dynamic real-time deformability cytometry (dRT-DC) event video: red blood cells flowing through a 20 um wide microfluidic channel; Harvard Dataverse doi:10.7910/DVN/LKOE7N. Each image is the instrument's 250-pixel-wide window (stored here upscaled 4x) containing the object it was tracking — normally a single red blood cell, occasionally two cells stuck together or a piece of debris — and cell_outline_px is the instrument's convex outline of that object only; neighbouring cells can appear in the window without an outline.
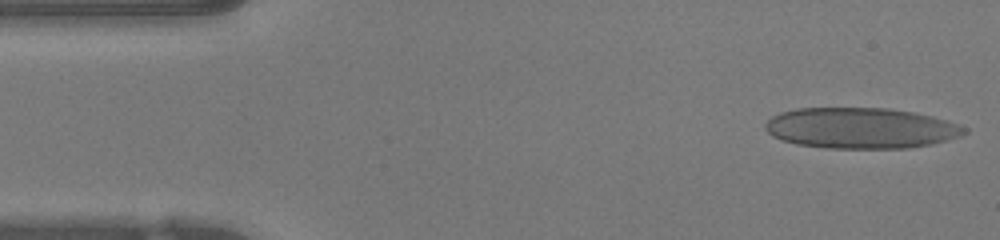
{"species": "human", "species_latin": "Homo sapiens", "temperature_condition": "warm", "stored_images_in_passage": 46, "camera_frame_rate_fps": 3000, "um_per_image_px": 0.085, "donor": {"sex": "female"}, "frame": {"image": 1, "passage_image": 1, "time_ms": 0.0, "image_size_px": [1000, 240], "cell_outline_px": [[968, 132], [960, 136], [928, 144], [908, 148], [828, 148], [800, 144], [784, 140], [772, 136], [764, 128], [764, 124], [772, 116], [780, 112], [796, 108], [884, 108], [912, 112], [932, 116], [968, 128]], "centroid_in_image_um": [73.13, 10.88], "position_along_channel_um": 11.9, "area_um2": 46.93}}
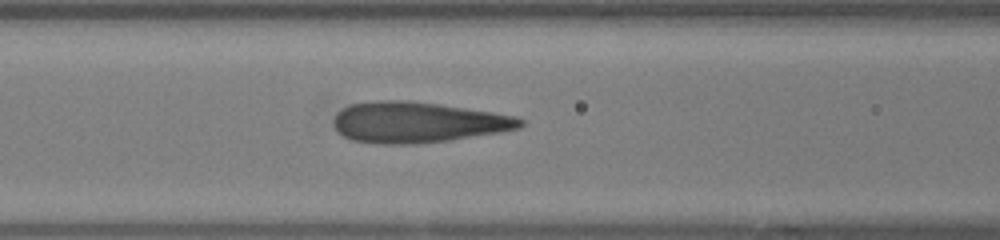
{"frame": {"image": 2, "passage_image": 17, "time_ms": 5.333, "image_size_px": [1000, 240], "cell_outline_px": [[524, 124], [520, 128], [500, 132], [448, 140], [416, 144], [380, 144], [352, 140], [344, 136], [332, 124], [332, 120], [336, 112], [348, 104], [368, 100], [408, 100], [440, 104], [492, 112], [516, 116], [524, 120]], "centroid_in_image_um": [35.45, 10.38], "position_along_channel_um": 131.2, "area_um2": 44.68}}
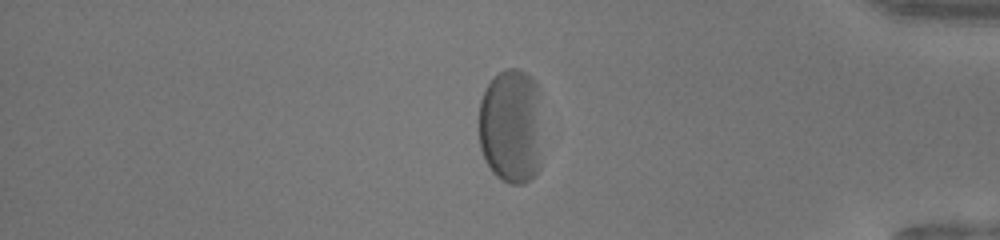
{"frame": {"image": 3, "passage_image": 38, "time_ms": 12.333, "image_size_px": [1000, 240], "cell_outline_px": [[540, 168], [524, 184], [512, 184], [496, 176], [492, 172], [484, 160], [480, 148], [480, 100], [488, 84], [504, 68], [516, 68], [532, 76], [540, 92]], "centroid_in_image_um": [43.46, 10.72], "position_along_channel_um": 391.7, "area_um2": 43.0}, "authors_computed_cell_mechanics": {"area_um2": 44.9684, "velocity_mm_per_s": 4.1823, "shape_relaxation_time_tau1_ms": 4.8613, "shape_relaxation_time_tau2_ms": null, "deformation_change_tau1": 0.2068, "deformation_change_tau2": null}}